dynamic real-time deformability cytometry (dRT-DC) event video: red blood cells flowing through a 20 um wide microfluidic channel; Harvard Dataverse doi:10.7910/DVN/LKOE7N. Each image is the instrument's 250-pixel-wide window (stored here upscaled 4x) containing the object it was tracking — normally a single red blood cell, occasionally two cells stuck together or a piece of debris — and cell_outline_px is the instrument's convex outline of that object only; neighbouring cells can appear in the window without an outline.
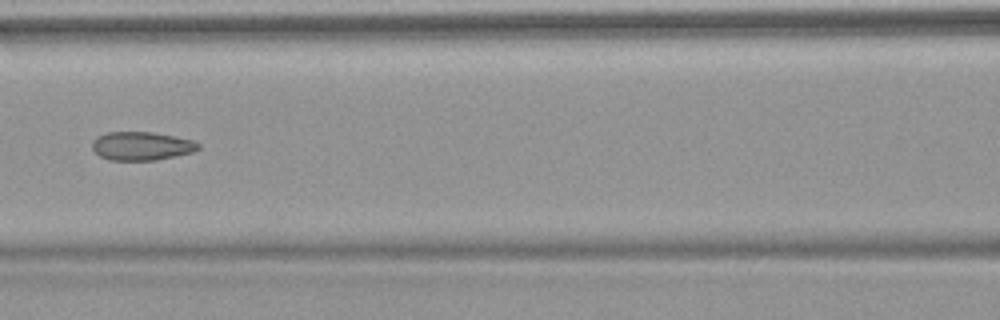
{"species": "common noctule bat (a hibernating species)", "species_latin": "Nyctalus noctula", "temperature_condition": "warm", "stored_images_in_passage": 3, "camera_frame_rate_fps": 3000, "um_per_image_px": 0.085, "animal": {"sex": "female", "body_mass_g": 18.4}, "frame": {"image": 1, "passage_image": 3, "time_ms": 2.333, "image_size_px": [1000, 320], "cell_outline_px": [[200, 148], [192, 152], [156, 160], [112, 160], [100, 156], [92, 148], [92, 140], [96, 136], [108, 132], [152, 132], [192, 140], [200, 144]], "centroid_in_image_um": [12.0, 12.4], "position_along_channel_um": 154.6, "area_um2": 17.51}}